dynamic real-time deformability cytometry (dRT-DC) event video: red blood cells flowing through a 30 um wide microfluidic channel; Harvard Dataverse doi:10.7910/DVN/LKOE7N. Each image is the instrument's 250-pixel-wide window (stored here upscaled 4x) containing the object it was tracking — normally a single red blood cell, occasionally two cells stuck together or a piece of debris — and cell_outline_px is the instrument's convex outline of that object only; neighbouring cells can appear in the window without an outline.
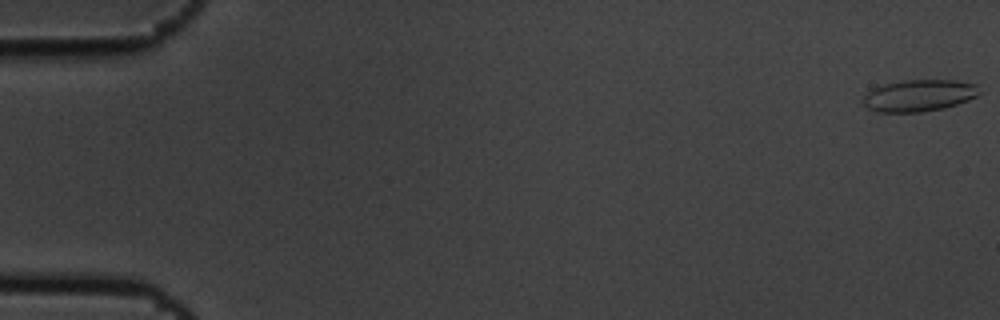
{"species": "common noctule bat (a hibernating species)", "species_latin": "Nyctalus noctula", "temperature_condition": "cold", "stored_images_in_passage": 15, "camera_frame_rate_fps": 3000, "um_per_image_px": 0.085, "animal": {"sex": "male", "body_mass_g": 19.5, "forearm_length_mm": 54.6}, "frame": {"image": 1, "passage_image": 1, "time_ms": 0.0, "image_size_px": [1000, 320], "cell_outline_px": [[980, 92], [976, 96], [968, 100], [944, 108], [920, 112], [876, 112], [868, 108], [864, 104], [864, 96], [868, 92], [884, 84], [904, 80], [956, 80], [976, 84]], "centroid_in_image_um": [78.13, 8.12], "position_along_channel_um": 6.9, "area_um2": 21.33}}
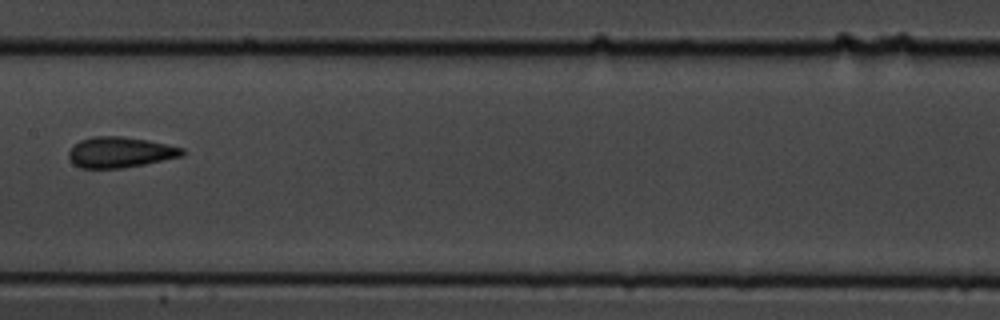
{"frame": {"image": 2, "passage_image": 8, "time_ms": 2.333, "image_size_px": [1000, 320], "cell_outline_px": [[184, 156], [144, 164], [120, 168], [80, 168], [72, 164], [68, 156], [68, 152], [80, 140], [92, 136], [120, 136], [148, 140], [184, 148]], "centroid_in_image_um": [10.2, 12.94], "position_along_channel_um": 197.2, "area_um2": 20.29}}
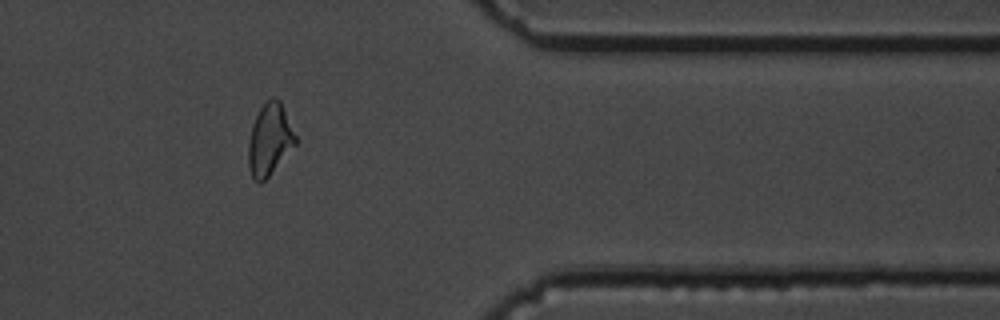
{"frame": {"image": 3, "passage_image": 13, "time_ms": 4.0, "image_size_px": [1000, 320], "cell_outline_px": [[296, 144], [268, 176], [260, 184], [252, 180], [248, 168], [248, 140], [252, 124], [260, 108], [272, 96], [280, 100], [296, 136]], "centroid_in_image_um": [22.89, 11.89], "position_along_channel_um": 388.5, "area_um2": 19.65}}